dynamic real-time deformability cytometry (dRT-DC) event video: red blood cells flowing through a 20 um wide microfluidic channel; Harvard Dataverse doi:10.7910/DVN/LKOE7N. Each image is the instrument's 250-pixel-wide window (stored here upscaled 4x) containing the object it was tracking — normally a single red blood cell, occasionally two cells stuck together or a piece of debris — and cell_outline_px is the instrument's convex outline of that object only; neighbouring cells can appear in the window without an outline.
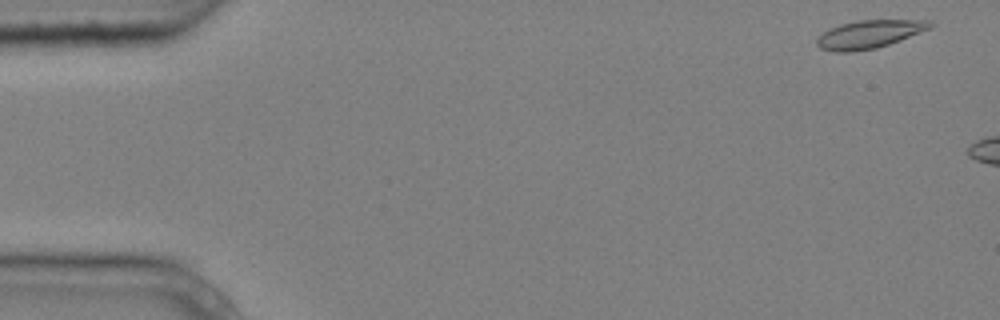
{"species": "common noctule bat (a hibernating species)", "species_latin": "Nyctalus noctula", "temperature_condition": "cold", "stored_images_in_passage": 2, "camera_frame_rate_fps": 3000, "um_per_image_px": 0.085, "animal": {"sex": "male", "body_mass_g": 20.4}, "frame": {"image": 1, "passage_image": 1, "time_ms": 0.0, "image_size_px": [1000, 320], "cell_outline_px": [[936, 24], [932, 28], [900, 40], [876, 48], [852, 52], [836, 52], [820, 48], [816, 44], [816, 36], [840, 24], [856, 20], [928, 20]], "centroid_in_image_um": [73.89, 2.91], "position_along_channel_um": 11.1, "area_um2": 18.61}}